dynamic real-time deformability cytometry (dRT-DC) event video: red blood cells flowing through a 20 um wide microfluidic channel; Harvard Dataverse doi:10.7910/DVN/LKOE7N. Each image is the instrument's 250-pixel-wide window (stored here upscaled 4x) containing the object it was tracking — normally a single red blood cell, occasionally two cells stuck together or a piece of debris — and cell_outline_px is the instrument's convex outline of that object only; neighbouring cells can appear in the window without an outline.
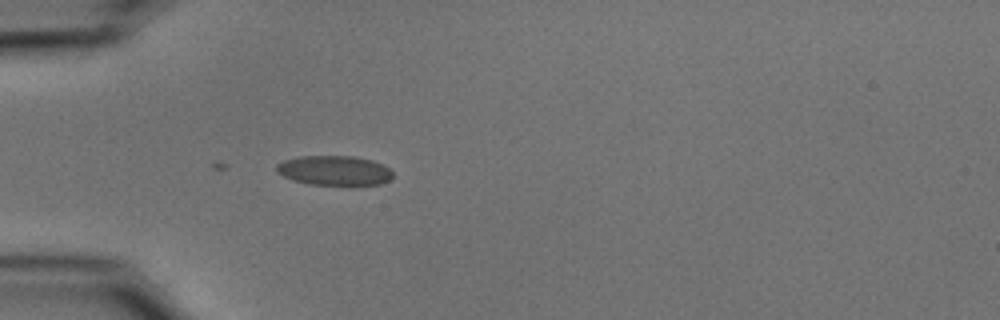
{"species": "common noctule bat (a hibernating species)", "species_latin": "Nyctalus noctula", "temperature_condition": "cold", "stored_images_in_passage": 19, "camera_frame_rate_fps": 3000, "um_per_image_px": 0.085, "animal": {"sex": "male", "body_mass_g": 15.6}, "frame": {"image": 1, "passage_image": 16, "time_ms": 5.0, "image_size_px": [1000, 320], "cell_outline_px": [[392, 176], [388, 180], [380, 184], [352, 188], [348, 188], [308, 184], [292, 180], [276, 172], [276, 164], [284, 160], [300, 156], [352, 156], [372, 160], [388, 168], [392, 172]], "centroid_in_image_um": [28.42, 14.55], "position_along_channel_um": 56.6, "area_um2": 20.92}}